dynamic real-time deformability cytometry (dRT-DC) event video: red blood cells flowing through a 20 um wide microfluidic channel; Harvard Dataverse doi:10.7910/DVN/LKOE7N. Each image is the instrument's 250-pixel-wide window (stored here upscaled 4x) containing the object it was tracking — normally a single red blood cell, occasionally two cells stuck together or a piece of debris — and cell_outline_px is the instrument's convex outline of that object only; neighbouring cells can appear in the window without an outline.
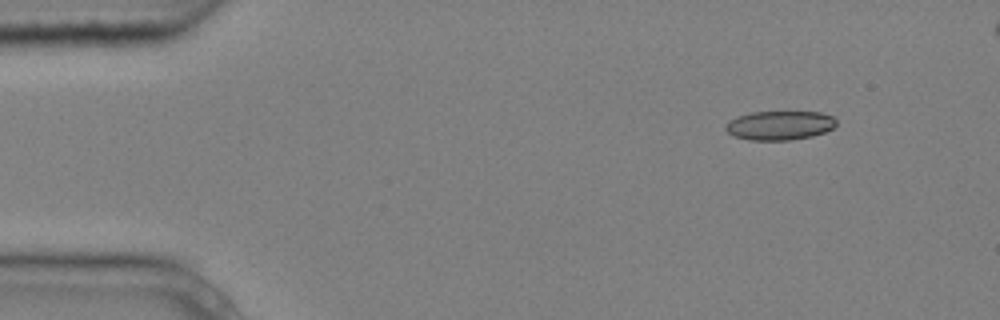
{"species": "common noctule bat (a hibernating species)", "species_latin": "Nyctalus noctula", "temperature_condition": "cold", "stored_images_in_passage": 4, "camera_frame_rate_fps": 3000, "um_per_image_px": 0.085, "animal": {"sex": "male", "body_mass_g": 20.4}, "frame": {"image": 1, "passage_image": 1, "time_ms": 0.0, "image_size_px": [1000, 320], "cell_outline_px": [[836, 124], [832, 128], [824, 132], [812, 136], [792, 140], [748, 140], [732, 136], [724, 128], [724, 124], [728, 120], [736, 116], [752, 112], [820, 112], [832, 116], [836, 120]], "centroid_in_image_um": [66.21, 10.66], "position_along_channel_um": 18.8, "area_um2": 18.96}}